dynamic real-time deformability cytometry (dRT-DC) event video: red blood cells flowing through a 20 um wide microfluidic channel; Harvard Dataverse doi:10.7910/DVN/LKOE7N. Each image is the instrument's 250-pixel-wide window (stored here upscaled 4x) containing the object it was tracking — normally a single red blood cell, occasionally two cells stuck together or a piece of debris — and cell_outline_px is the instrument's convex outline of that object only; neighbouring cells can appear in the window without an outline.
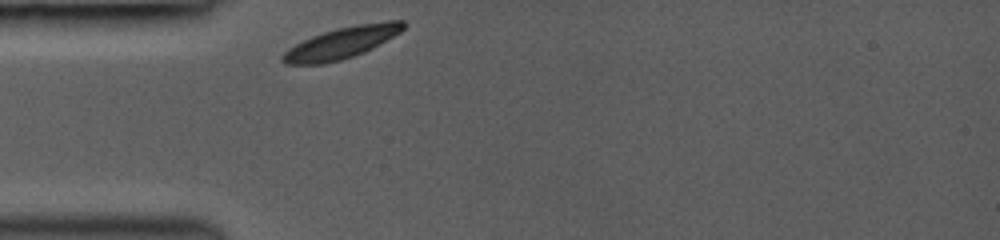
{"species": "common noctule bat (a hibernating species)", "species_latin": "Nyctalus noctula", "temperature_condition": "room temperature", "stored_images_in_passage": 14, "camera_frame_rate_fps": 3000, "um_per_image_px": 0.085, "animal": {"sex": "female", "body_mass_g": 19.0, "forearm_length_mm": 53.3}, "frame": {"image": 1, "passage_image": 1, "time_ms": 0.0, "image_size_px": [1000, 240], "cell_outline_px": [[404, 28], [400, 32], [372, 48], [364, 52], [340, 60], [324, 64], [284, 64], [280, 60], [280, 56], [288, 48], [312, 36], [324, 32], [340, 28], [360, 24], [388, 20], [404, 20]], "centroid_in_image_um": [29.01, 3.65], "position_along_channel_um": 56.0, "area_um2": 21.79}}
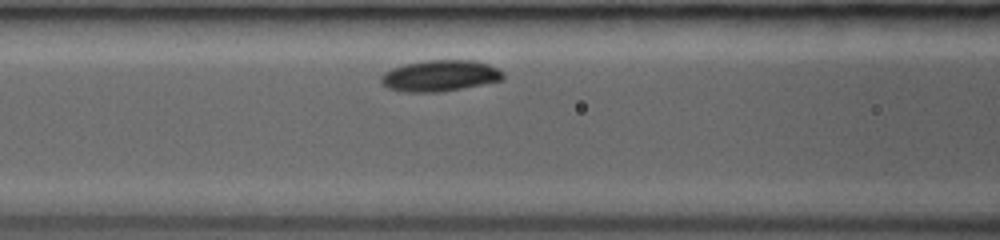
{"frame": {"image": 2, "passage_image": 9, "time_ms": 2.0, "image_size_px": [1000, 240], "cell_outline_px": [[504, 80], [440, 92], [404, 92], [388, 88], [380, 84], [380, 76], [384, 72], [392, 68], [404, 64], [424, 60], [476, 60], [488, 64], [504, 72]], "centroid_in_image_um": [37.37, 6.43], "position_along_channel_um": 129.2, "area_um2": 22.43}}
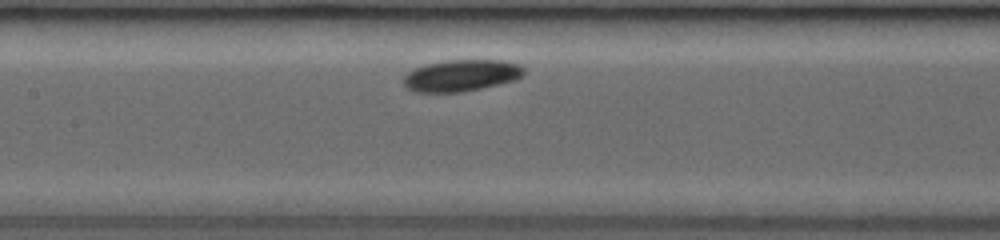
{"frame": {"image": 3, "passage_image": 12, "time_ms": 3.0, "image_size_px": [1000, 240], "cell_outline_px": [[524, 72], [516, 80], [480, 88], [460, 92], [412, 92], [404, 84], [404, 76], [412, 68], [444, 60], [504, 60], [520, 64], [524, 68]], "centroid_in_image_um": [39.2, 6.41], "position_along_channel_um": 168.2, "area_um2": 22.2}}